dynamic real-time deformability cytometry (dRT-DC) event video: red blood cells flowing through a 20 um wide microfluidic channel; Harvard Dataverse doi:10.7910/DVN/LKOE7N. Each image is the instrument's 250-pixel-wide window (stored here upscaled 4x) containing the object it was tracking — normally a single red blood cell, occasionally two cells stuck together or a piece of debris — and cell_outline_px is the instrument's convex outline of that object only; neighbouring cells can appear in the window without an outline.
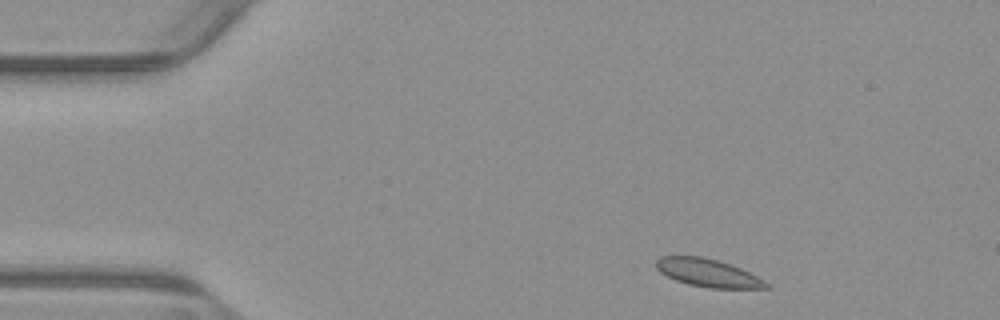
{"species": "common noctule bat (a hibernating species)", "species_latin": "Nyctalus noctula", "temperature_condition": "warm", "stored_images_in_passage": 48, "camera_frame_rate_fps": 3000, "um_per_image_px": 0.085, "animal": {"sex": "male", "body_mass_g": 23.1, "forearm_length_mm": 52.7}, "frame": {"image": 1, "passage_image": 2, "time_ms": 0.333, "image_size_px": [1000, 320], "cell_outline_px": [[768, 288], [708, 288], [688, 284], [676, 280], [660, 272], [656, 268], [656, 260], [660, 256], [700, 256], [716, 260], [740, 268], [764, 280], [768, 284]], "centroid_in_image_um": [60.14, 23.19], "position_along_channel_um": 24.9, "area_um2": 17.63}}
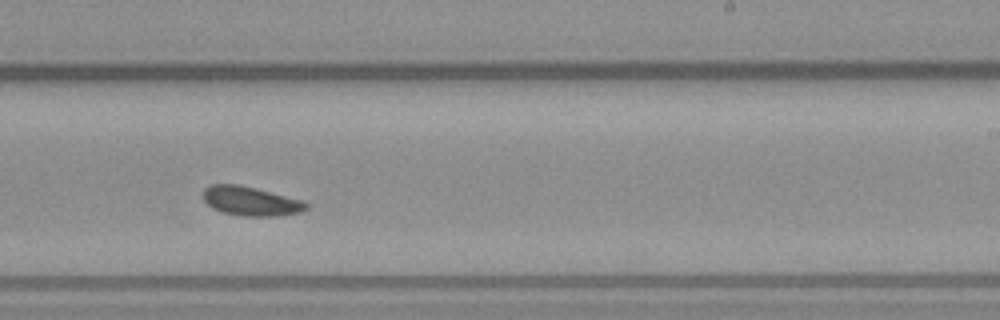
{"frame": {"image": 2, "passage_image": 27, "time_ms": 8.667, "image_size_px": [1000, 320], "cell_outline_px": [[308, 208], [300, 212], [276, 216], [244, 216], [224, 212], [212, 208], [204, 200], [204, 188], [208, 184], [240, 184], [256, 188], [300, 200], [308, 204]], "centroid_in_image_um": [21.28, 17.08], "position_along_channel_um": 267.7, "area_um2": 17.34}}
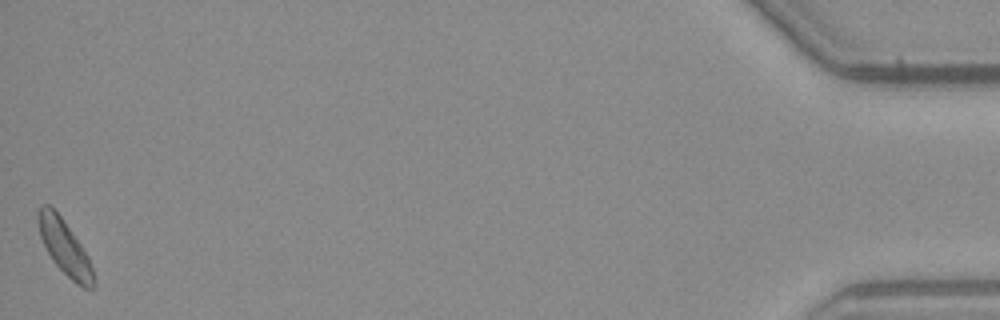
{"frame": {"image": 3, "passage_image": 48, "time_ms": 15.667, "image_size_px": [1000, 320], "cell_outline_px": [[96, 284], [92, 288], [84, 288], [76, 284], [52, 260], [40, 236], [36, 220], [36, 212], [40, 204], [48, 204], [60, 216], [80, 244], [88, 256], [96, 280]], "centroid_in_image_um": [5.48, 21.02], "position_along_channel_um": 429.7, "area_um2": 17.51}}